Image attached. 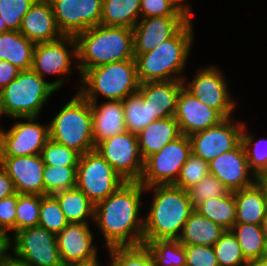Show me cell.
I'll return each instance as SVG.
<instances>
[{
	"label": "cell",
	"mask_w": 267,
	"mask_h": 266,
	"mask_svg": "<svg viewBox=\"0 0 267 266\" xmlns=\"http://www.w3.org/2000/svg\"><path fill=\"white\" fill-rule=\"evenodd\" d=\"M17 192L0 200V228L15 233Z\"/></svg>",
	"instance_id": "47"
},
{
	"label": "cell",
	"mask_w": 267,
	"mask_h": 266,
	"mask_svg": "<svg viewBox=\"0 0 267 266\" xmlns=\"http://www.w3.org/2000/svg\"><path fill=\"white\" fill-rule=\"evenodd\" d=\"M225 231L221 225L194 210L184 224L178 240L182 245L213 246Z\"/></svg>",
	"instance_id": "27"
},
{
	"label": "cell",
	"mask_w": 267,
	"mask_h": 266,
	"mask_svg": "<svg viewBox=\"0 0 267 266\" xmlns=\"http://www.w3.org/2000/svg\"><path fill=\"white\" fill-rule=\"evenodd\" d=\"M7 26L5 24V21L0 16V33L8 32Z\"/></svg>",
	"instance_id": "55"
},
{
	"label": "cell",
	"mask_w": 267,
	"mask_h": 266,
	"mask_svg": "<svg viewBox=\"0 0 267 266\" xmlns=\"http://www.w3.org/2000/svg\"><path fill=\"white\" fill-rule=\"evenodd\" d=\"M110 266H155L148 247L138 246L112 247L108 249Z\"/></svg>",
	"instance_id": "37"
},
{
	"label": "cell",
	"mask_w": 267,
	"mask_h": 266,
	"mask_svg": "<svg viewBox=\"0 0 267 266\" xmlns=\"http://www.w3.org/2000/svg\"><path fill=\"white\" fill-rule=\"evenodd\" d=\"M264 183H265V185H266V191H267V181H263Z\"/></svg>",
	"instance_id": "60"
},
{
	"label": "cell",
	"mask_w": 267,
	"mask_h": 266,
	"mask_svg": "<svg viewBox=\"0 0 267 266\" xmlns=\"http://www.w3.org/2000/svg\"><path fill=\"white\" fill-rule=\"evenodd\" d=\"M14 257L32 266H64L57 246L56 234L40 225L13 234Z\"/></svg>",
	"instance_id": "11"
},
{
	"label": "cell",
	"mask_w": 267,
	"mask_h": 266,
	"mask_svg": "<svg viewBox=\"0 0 267 266\" xmlns=\"http://www.w3.org/2000/svg\"><path fill=\"white\" fill-rule=\"evenodd\" d=\"M235 223L263 225L267 213L266 185L258 179L253 185L234 191Z\"/></svg>",
	"instance_id": "24"
},
{
	"label": "cell",
	"mask_w": 267,
	"mask_h": 266,
	"mask_svg": "<svg viewBox=\"0 0 267 266\" xmlns=\"http://www.w3.org/2000/svg\"><path fill=\"white\" fill-rule=\"evenodd\" d=\"M77 59L75 36H62L56 41L35 45L31 69L43 79L46 75H58L59 78L52 82V85L58 90L65 84V76L72 73V60L79 72Z\"/></svg>",
	"instance_id": "10"
},
{
	"label": "cell",
	"mask_w": 267,
	"mask_h": 266,
	"mask_svg": "<svg viewBox=\"0 0 267 266\" xmlns=\"http://www.w3.org/2000/svg\"><path fill=\"white\" fill-rule=\"evenodd\" d=\"M43 159L40 154L31 156H1V166L13 180L19 194L44 196Z\"/></svg>",
	"instance_id": "20"
},
{
	"label": "cell",
	"mask_w": 267,
	"mask_h": 266,
	"mask_svg": "<svg viewBox=\"0 0 267 266\" xmlns=\"http://www.w3.org/2000/svg\"><path fill=\"white\" fill-rule=\"evenodd\" d=\"M9 231L0 228V266L12 257V236L7 233Z\"/></svg>",
	"instance_id": "49"
},
{
	"label": "cell",
	"mask_w": 267,
	"mask_h": 266,
	"mask_svg": "<svg viewBox=\"0 0 267 266\" xmlns=\"http://www.w3.org/2000/svg\"><path fill=\"white\" fill-rule=\"evenodd\" d=\"M49 139L81 155L95 150L91 105L79 92L49 122Z\"/></svg>",
	"instance_id": "6"
},
{
	"label": "cell",
	"mask_w": 267,
	"mask_h": 266,
	"mask_svg": "<svg viewBox=\"0 0 267 266\" xmlns=\"http://www.w3.org/2000/svg\"><path fill=\"white\" fill-rule=\"evenodd\" d=\"M77 64L82 75L87 69L134 59L133 29L97 25L75 36Z\"/></svg>",
	"instance_id": "3"
},
{
	"label": "cell",
	"mask_w": 267,
	"mask_h": 266,
	"mask_svg": "<svg viewBox=\"0 0 267 266\" xmlns=\"http://www.w3.org/2000/svg\"><path fill=\"white\" fill-rule=\"evenodd\" d=\"M260 258L267 259V236H266V239H265L264 247H263V250H262Z\"/></svg>",
	"instance_id": "56"
},
{
	"label": "cell",
	"mask_w": 267,
	"mask_h": 266,
	"mask_svg": "<svg viewBox=\"0 0 267 266\" xmlns=\"http://www.w3.org/2000/svg\"><path fill=\"white\" fill-rule=\"evenodd\" d=\"M230 230L238 240L243 256L250 264L260 259L266 239L263 225L235 223Z\"/></svg>",
	"instance_id": "32"
},
{
	"label": "cell",
	"mask_w": 267,
	"mask_h": 266,
	"mask_svg": "<svg viewBox=\"0 0 267 266\" xmlns=\"http://www.w3.org/2000/svg\"><path fill=\"white\" fill-rule=\"evenodd\" d=\"M92 136L96 146L101 141L126 132L122 101L91 102Z\"/></svg>",
	"instance_id": "25"
},
{
	"label": "cell",
	"mask_w": 267,
	"mask_h": 266,
	"mask_svg": "<svg viewBox=\"0 0 267 266\" xmlns=\"http://www.w3.org/2000/svg\"><path fill=\"white\" fill-rule=\"evenodd\" d=\"M186 266H219L213 246L184 245Z\"/></svg>",
	"instance_id": "45"
},
{
	"label": "cell",
	"mask_w": 267,
	"mask_h": 266,
	"mask_svg": "<svg viewBox=\"0 0 267 266\" xmlns=\"http://www.w3.org/2000/svg\"><path fill=\"white\" fill-rule=\"evenodd\" d=\"M182 134L191 136L219 124L225 118L216 110L181 88L174 115Z\"/></svg>",
	"instance_id": "19"
},
{
	"label": "cell",
	"mask_w": 267,
	"mask_h": 266,
	"mask_svg": "<svg viewBox=\"0 0 267 266\" xmlns=\"http://www.w3.org/2000/svg\"><path fill=\"white\" fill-rule=\"evenodd\" d=\"M140 18V0H102V25L132 29Z\"/></svg>",
	"instance_id": "30"
},
{
	"label": "cell",
	"mask_w": 267,
	"mask_h": 266,
	"mask_svg": "<svg viewBox=\"0 0 267 266\" xmlns=\"http://www.w3.org/2000/svg\"><path fill=\"white\" fill-rule=\"evenodd\" d=\"M142 192L146 193L140 182H125L95 204L94 222L103 234L107 249L143 244Z\"/></svg>",
	"instance_id": "1"
},
{
	"label": "cell",
	"mask_w": 267,
	"mask_h": 266,
	"mask_svg": "<svg viewBox=\"0 0 267 266\" xmlns=\"http://www.w3.org/2000/svg\"><path fill=\"white\" fill-rule=\"evenodd\" d=\"M140 19L132 28L135 55L152 51L164 41L172 38L189 21L185 16H160Z\"/></svg>",
	"instance_id": "18"
},
{
	"label": "cell",
	"mask_w": 267,
	"mask_h": 266,
	"mask_svg": "<svg viewBox=\"0 0 267 266\" xmlns=\"http://www.w3.org/2000/svg\"><path fill=\"white\" fill-rule=\"evenodd\" d=\"M141 18L184 16L169 0H140Z\"/></svg>",
	"instance_id": "46"
},
{
	"label": "cell",
	"mask_w": 267,
	"mask_h": 266,
	"mask_svg": "<svg viewBox=\"0 0 267 266\" xmlns=\"http://www.w3.org/2000/svg\"><path fill=\"white\" fill-rule=\"evenodd\" d=\"M2 266H32V265L12 256Z\"/></svg>",
	"instance_id": "52"
},
{
	"label": "cell",
	"mask_w": 267,
	"mask_h": 266,
	"mask_svg": "<svg viewBox=\"0 0 267 266\" xmlns=\"http://www.w3.org/2000/svg\"><path fill=\"white\" fill-rule=\"evenodd\" d=\"M124 109V122L127 132L139 134L155 118H151V112L147 102L136 92L122 100Z\"/></svg>",
	"instance_id": "33"
},
{
	"label": "cell",
	"mask_w": 267,
	"mask_h": 266,
	"mask_svg": "<svg viewBox=\"0 0 267 266\" xmlns=\"http://www.w3.org/2000/svg\"><path fill=\"white\" fill-rule=\"evenodd\" d=\"M1 116H6V112L4 110V106H3V100H2V96H1V93H0V117Z\"/></svg>",
	"instance_id": "57"
},
{
	"label": "cell",
	"mask_w": 267,
	"mask_h": 266,
	"mask_svg": "<svg viewBox=\"0 0 267 266\" xmlns=\"http://www.w3.org/2000/svg\"><path fill=\"white\" fill-rule=\"evenodd\" d=\"M16 193L13 180L0 165V200Z\"/></svg>",
	"instance_id": "50"
},
{
	"label": "cell",
	"mask_w": 267,
	"mask_h": 266,
	"mask_svg": "<svg viewBox=\"0 0 267 266\" xmlns=\"http://www.w3.org/2000/svg\"><path fill=\"white\" fill-rule=\"evenodd\" d=\"M40 206L41 195L17 193L15 232L39 224Z\"/></svg>",
	"instance_id": "39"
},
{
	"label": "cell",
	"mask_w": 267,
	"mask_h": 266,
	"mask_svg": "<svg viewBox=\"0 0 267 266\" xmlns=\"http://www.w3.org/2000/svg\"><path fill=\"white\" fill-rule=\"evenodd\" d=\"M191 153L189 137L182 134L144 160L139 182L145 187L174 184Z\"/></svg>",
	"instance_id": "8"
},
{
	"label": "cell",
	"mask_w": 267,
	"mask_h": 266,
	"mask_svg": "<svg viewBox=\"0 0 267 266\" xmlns=\"http://www.w3.org/2000/svg\"><path fill=\"white\" fill-rule=\"evenodd\" d=\"M182 87L180 80L144 82L140 83L137 92L147 102L151 118L160 120L175 115Z\"/></svg>",
	"instance_id": "23"
},
{
	"label": "cell",
	"mask_w": 267,
	"mask_h": 266,
	"mask_svg": "<svg viewBox=\"0 0 267 266\" xmlns=\"http://www.w3.org/2000/svg\"><path fill=\"white\" fill-rule=\"evenodd\" d=\"M80 77L81 87L78 92L90 103H99V95L107 101H122L128 95L136 93L140 85L134 59L90 68Z\"/></svg>",
	"instance_id": "5"
},
{
	"label": "cell",
	"mask_w": 267,
	"mask_h": 266,
	"mask_svg": "<svg viewBox=\"0 0 267 266\" xmlns=\"http://www.w3.org/2000/svg\"><path fill=\"white\" fill-rule=\"evenodd\" d=\"M41 157L45 165L78 166L81 154L65 145L49 139L42 148Z\"/></svg>",
	"instance_id": "42"
},
{
	"label": "cell",
	"mask_w": 267,
	"mask_h": 266,
	"mask_svg": "<svg viewBox=\"0 0 267 266\" xmlns=\"http://www.w3.org/2000/svg\"><path fill=\"white\" fill-rule=\"evenodd\" d=\"M209 172L232 192L249 187L258 180L249 169L242 142L209 162Z\"/></svg>",
	"instance_id": "17"
},
{
	"label": "cell",
	"mask_w": 267,
	"mask_h": 266,
	"mask_svg": "<svg viewBox=\"0 0 267 266\" xmlns=\"http://www.w3.org/2000/svg\"><path fill=\"white\" fill-rule=\"evenodd\" d=\"M246 129L244 123L241 142L246 152L249 169L258 179L267 177V139L256 141L255 135L246 133Z\"/></svg>",
	"instance_id": "35"
},
{
	"label": "cell",
	"mask_w": 267,
	"mask_h": 266,
	"mask_svg": "<svg viewBox=\"0 0 267 266\" xmlns=\"http://www.w3.org/2000/svg\"><path fill=\"white\" fill-rule=\"evenodd\" d=\"M36 0H0V16L9 31H19L23 16Z\"/></svg>",
	"instance_id": "44"
},
{
	"label": "cell",
	"mask_w": 267,
	"mask_h": 266,
	"mask_svg": "<svg viewBox=\"0 0 267 266\" xmlns=\"http://www.w3.org/2000/svg\"><path fill=\"white\" fill-rule=\"evenodd\" d=\"M262 181H267V177L261 178Z\"/></svg>",
	"instance_id": "59"
},
{
	"label": "cell",
	"mask_w": 267,
	"mask_h": 266,
	"mask_svg": "<svg viewBox=\"0 0 267 266\" xmlns=\"http://www.w3.org/2000/svg\"><path fill=\"white\" fill-rule=\"evenodd\" d=\"M250 266H267V259H257L253 261Z\"/></svg>",
	"instance_id": "54"
},
{
	"label": "cell",
	"mask_w": 267,
	"mask_h": 266,
	"mask_svg": "<svg viewBox=\"0 0 267 266\" xmlns=\"http://www.w3.org/2000/svg\"><path fill=\"white\" fill-rule=\"evenodd\" d=\"M38 225L54 234L61 232L68 225L60 204L53 195L41 196Z\"/></svg>",
	"instance_id": "40"
},
{
	"label": "cell",
	"mask_w": 267,
	"mask_h": 266,
	"mask_svg": "<svg viewBox=\"0 0 267 266\" xmlns=\"http://www.w3.org/2000/svg\"><path fill=\"white\" fill-rule=\"evenodd\" d=\"M181 135L179 124L174 116L153 121L137 134L143 159L159 152L166 144Z\"/></svg>",
	"instance_id": "26"
},
{
	"label": "cell",
	"mask_w": 267,
	"mask_h": 266,
	"mask_svg": "<svg viewBox=\"0 0 267 266\" xmlns=\"http://www.w3.org/2000/svg\"><path fill=\"white\" fill-rule=\"evenodd\" d=\"M95 150L126 182H139L144 168L138 137L125 132L109 137L95 146Z\"/></svg>",
	"instance_id": "12"
},
{
	"label": "cell",
	"mask_w": 267,
	"mask_h": 266,
	"mask_svg": "<svg viewBox=\"0 0 267 266\" xmlns=\"http://www.w3.org/2000/svg\"><path fill=\"white\" fill-rule=\"evenodd\" d=\"M190 204L196 208L202 202L226 195L229 190L213 175L207 174L196 185L187 189Z\"/></svg>",
	"instance_id": "41"
},
{
	"label": "cell",
	"mask_w": 267,
	"mask_h": 266,
	"mask_svg": "<svg viewBox=\"0 0 267 266\" xmlns=\"http://www.w3.org/2000/svg\"><path fill=\"white\" fill-rule=\"evenodd\" d=\"M155 266H186L184 245L179 240H153L145 244Z\"/></svg>",
	"instance_id": "34"
},
{
	"label": "cell",
	"mask_w": 267,
	"mask_h": 266,
	"mask_svg": "<svg viewBox=\"0 0 267 266\" xmlns=\"http://www.w3.org/2000/svg\"><path fill=\"white\" fill-rule=\"evenodd\" d=\"M183 87L207 106L216 109L224 118L232 117L235 101L232 99L228 81L219 67L199 69L193 80H182Z\"/></svg>",
	"instance_id": "13"
},
{
	"label": "cell",
	"mask_w": 267,
	"mask_h": 266,
	"mask_svg": "<svg viewBox=\"0 0 267 266\" xmlns=\"http://www.w3.org/2000/svg\"><path fill=\"white\" fill-rule=\"evenodd\" d=\"M192 27V21L189 20L172 38L150 52L134 56L140 83L183 80L181 74L186 67L193 44Z\"/></svg>",
	"instance_id": "4"
},
{
	"label": "cell",
	"mask_w": 267,
	"mask_h": 266,
	"mask_svg": "<svg viewBox=\"0 0 267 266\" xmlns=\"http://www.w3.org/2000/svg\"><path fill=\"white\" fill-rule=\"evenodd\" d=\"M21 70L10 62L0 60V91L17 78Z\"/></svg>",
	"instance_id": "48"
},
{
	"label": "cell",
	"mask_w": 267,
	"mask_h": 266,
	"mask_svg": "<svg viewBox=\"0 0 267 266\" xmlns=\"http://www.w3.org/2000/svg\"><path fill=\"white\" fill-rule=\"evenodd\" d=\"M263 227H264V230H265V233H266V236H267V213H266V217H265V221H264Z\"/></svg>",
	"instance_id": "58"
},
{
	"label": "cell",
	"mask_w": 267,
	"mask_h": 266,
	"mask_svg": "<svg viewBox=\"0 0 267 266\" xmlns=\"http://www.w3.org/2000/svg\"><path fill=\"white\" fill-rule=\"evenodd\" d=\"M244 122L225 118L219 124L189 136L191 151L207 163L224 152L234 149L241 142Z\"/></svg>",
	"instance_id": "16"
},
{
	"label": "cell",
	"mask_w": 267,
	"mask_h": 266,
	"mask_svg": "<svg viewBox=\"0 0 267 266\" xmlns=\"http://www.w3.org/2000/svg\"><path fill=\"white\" fill-rule=\"evenodd\" d=\"M209 173V163L204 161L201 157L191 153L182 166L180 175L173 185L187 190L193 185H196Z\"/></svg>",
	"instance_id": "43"
},
{
	"label": "cell",
	"mask_w": 267,
	"mask_h": 266,
	"mask_svg": "<svg viewBox=\"0 0 267 266\" xmlns=\"http://www.w3.org/2000/svg\"><path fill=\"white\" fill-rule=\"evenodd\" d=\"M35 45L19 31L0 33V60L10 62L21 71L30 70Z\"/></svg>",
	"instance_id": "28"
},
{
	"label": "cell",
	"mask_w": 267,
	"mask_h": 266,
	"mask_svg": "<svg viewBox=\"0 0 267 266\" xmlns=\"http://www.w3.org/2000/svg\"><path fill=\"white\" fill-rule=\"evenodd\" d=\"M175 8L181 12L186 18L189 20H192L191 18V7L188 4H183L185 3L186 0H169Z\"/></svg>",
	"instance_id": "51"
},
{
	"label": "cell",
	"mask_w": 267,
	"mask_h": 266,
	"mask_svg": "<svg viewBox=\"0 0 267 266\" xmlns=\"http://www.w3.org/2000/svg\"><path fill=\"white\" fill-rule=\"evenodd\" d=\"M64 266H100V264L98 259H96L88 262L71 263Z\"/></svg>",
	"instance_id": "53"
},
{
	"label": "cell",
	"mask_w": 267,
	"mask_h": 266,
	"mask_svg": "<svg viewBox=\"0 0 267 266\" xmlns=\"http://www.w3.org/2000/svg\"><path fill=\"white\" fill-rule=\"evenodd\" d=\"M19 32L35 44L53 42L63 36L56 25L49 0L34 2L23 16Z\"/></svg>",
	"instance_id": "22"
},
{
	"label": "cell",
	"mask_w": 267,
	"mask_h": 266,
	"mask_svg": "<svg viewBox=\"0 0 267 266\" xmlns=\"http://www.w3.org/2000/svg\"><path fill=\"white\" fill-rule=\"evenodd\" d=\"M213 248L219 266H250L231 230H226L215 242Z\"/></svg>",
	"instance_id": "38"
},
{
	"label": "cell",
	"mask_w": 267,
	"mask_h": 266,
	"mask_svg": "<svg viewBox=\"0 0 267 266\" xmlns=\"http://www.w3.org/2000/svg\"><path fill=\"white\" fill-rule=\"evenodd\" d=\"M152 203L144 217L143 244L153 240H178L184 224L195 210L190 204L187 190L173 184L152 185Z\"/></svg>",
	"instance_id": "2"
},
{
	"label": "cell",
	"mask_w": 267,
	"mask_h": 266,
	"mask_svg": "<svg viewBox=\"0 0 267 266\" xmlns=\"http://www.w3.org/2000/svg\"><path fill=\"white\" fill-rule=\"evenodd\" d=\"M125 182L96 150L80 156L76 187L94 204L106 199Z\"/></svg>",
	"instance_id": "9"
},
{
	"label": "cell",
	"mask_w": 267,
	"mask_h": 266,
	"mask_svg": "<svg viewBox=\"0 0 267 266\" xmlns=\"http://www.w3.org/2000/svg\"><path fill=\"white\" fill-rule=\"evenodd\" d=\"M68 223L94 222L95 204L77 187L53 194ZM88 219V220H87Z\"/></svg>",
	"instance_id": "29"
},
{
	"label": "cell",
	"mask_w": 267,
	"mask_h": 266,
	"mask_svg": "<svg viewBox=\"0 0 267 266\" xmlns=\"http://www.w3.org/2000/svg\"><path fill=\"white\" fill-rule=\"evenodd\" d=\"M44 196L72 189L77 184V166L44 165Z\"/></svg>",
	"instance_id": "36"
},
{
	"label": "cell",
	"mask_w": 267,
	"mask_h": 266,
	"mask_svg": "<svg viewBox=\"0 0 267 266\" xmlns=\"http://www.w3.org/2000/svg\"><path fill=\"white\" fill-rule=\"evenodd\" d=\"M89 223H68L56 234L57 246L64 265L96 260L99 257L97 245Z\"/></svg>",
	"instance_id": "21"
},
{
	"label": "cell",
	"mask_w": 267,
	"mask_h": 266,
	"mask_svg": "<svg viewBox=\"0 0 267 266\" xmlns=\"http://www.w3.org/2000/svg\"><path fill=\"white\" fill-rule=\"evenodd\" d=\"M195 210L213 223L221 225L226 230H230L234 226L236 219L234 193L229 191L224 196L210 198L198 205Z\"/></svg>",
	"instance_id": "31"
},
{
	"label": "cell",
	"mask_w": 267,
	"mask_h": 266,
	"mask_svg": "<svg viewBox=\"0 0 267 266\" xmlns=\"http://www.w3.org/2000/svg\"><path fill=\"white\" fill-rule=\"evenodd\" d=\"M55 92L52 82L45 81L32 69L20 71L17 78L0 91L4 110L10 118L38 117Z\"/></svg>",
	"instance_id": "7"
},
{
	"label": "cell",
	"mask_w": 267,
	"mask_h": 266,
	"mask_svg": "<svg viewBox=\"0 0 267 266\" xmlns=\"http://www.w3.org/2000/svg\"><path fill=\"white\" fill-rule=\"evenodd\" d=\"M58 30L63 36H76L100 25L102 0H49Z\"/></svg>",
	"instance_id": "15"
},
{
	"label": "cell",
	"mask_w": 267,
	"mask_h": 266,
	"mask_svg": "<svg viewBox=\"0 0 267 266\" xmlns=\"http://www.w3.org/2000/svg\"><path fill=\"white\" fill-rule=\"evenodd\" d=\"M37 118L14 117L13 119L19 121L15 122L10 129L6 131L0 128V156L41 154L42 148L49 140V124H39L36 122Z\"/></svg>",
	"instance_id": "14"
}]
</instances>
